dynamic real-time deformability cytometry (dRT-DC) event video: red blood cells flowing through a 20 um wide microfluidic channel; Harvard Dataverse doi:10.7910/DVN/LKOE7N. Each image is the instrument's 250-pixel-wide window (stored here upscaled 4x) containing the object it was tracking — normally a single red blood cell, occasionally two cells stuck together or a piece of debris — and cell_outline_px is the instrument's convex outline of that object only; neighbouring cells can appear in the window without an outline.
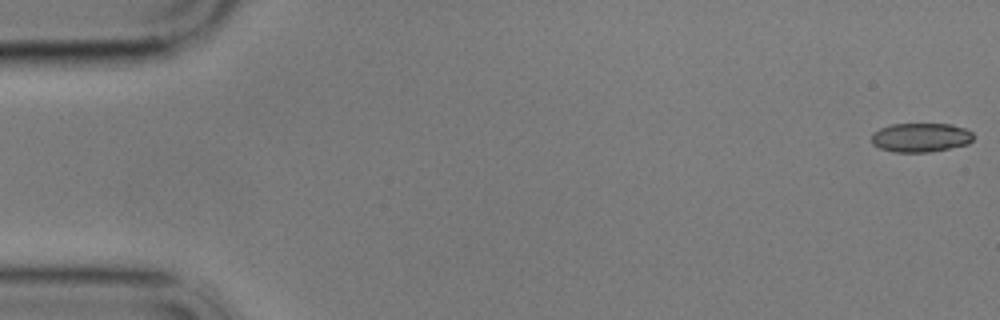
{"species": "common noctule bat (a hibernating species)", "species_latin": "Nyctalus noctula", "temperature_condition": "cold", "stored_images_in_passage": 5, "camera_frame_rate_fps": 3000, "um_per_image_px": 0.085, "animal": {"sex": "male", "body_mass_g": 17.9}, "frame": {"image": 1, "passage_image": 1, "time_ms": 0.0, "image_size_px": [1000, 320], "cell_outline_px": [[972, 140], [968, 144], [932, 152], [896, 152], [880, 148], [872, 144], [872, 132], [880, 128], [892, 124], [952, 124], [964, 128], [972, 132]], "centroid_in_image_um": [78.25, 11.69], "position_along_channel_um": 6.8, "area_um2": 17.28}}